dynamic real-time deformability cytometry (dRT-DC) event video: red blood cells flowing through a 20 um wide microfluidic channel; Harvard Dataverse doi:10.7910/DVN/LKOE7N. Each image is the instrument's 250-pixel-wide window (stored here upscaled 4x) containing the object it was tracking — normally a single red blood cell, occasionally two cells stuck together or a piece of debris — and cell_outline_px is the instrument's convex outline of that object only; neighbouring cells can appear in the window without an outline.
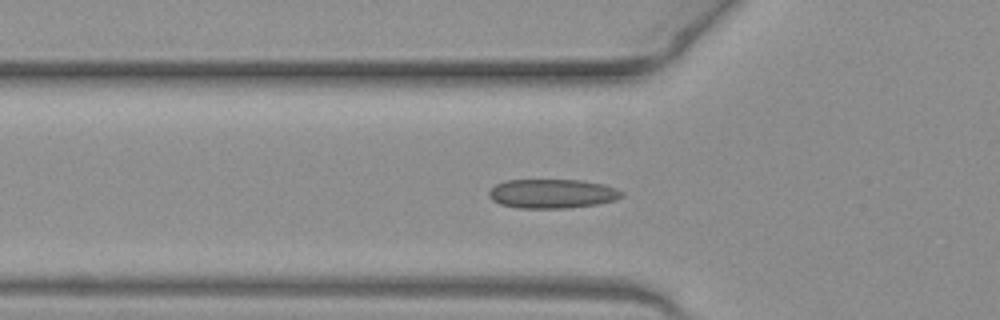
{"species": "common noctule bat (a hibernating species)", "species_latin": "Nyctalus noctula", "temperature_condition": "warm", "stored_images_in_passage": 45, "camera_frame_rate_fps": 3000, "um_per_image_px": 0.085, "animal": {"sex": "female", "body_mass_g": 19.3, "forearm_length_mm": 54.1}, "frame": {"image": 1, "passage_image": 11, "time_ms": 3.333, "image_size_px": [1000, 320], "cell_outline_px": [[624, 196], [616, 200], [596, 204], [568, 208], [520, 208], [500, 204], [492, 200], [488, 196], [488, 192], [496, 184], [504, 180], [580, 180], [604, 184], [616, 188], [624, 192]], "centroid_in_image_um": [46.95, 16.46], "position_along_channel_um": 78.8, "area_um2": 22.72}}
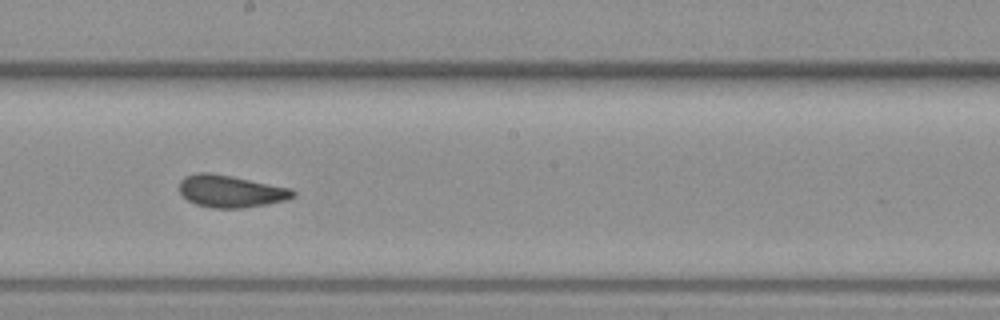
{"frame": {"image": 2, "passage_image": 22, "time_ms": 7.0, "image_size_px": [1000, 320], "cell_outline_px": [[296, 196], [284, 200], [268, 204], [240, 208], [212, 208], [196, 204], [188, 200], [180, 192], [180, 180], [184, 176], [196, 172], [208, 172], [232, 176], [292, 188], [296, 192]], "centroid_in_image_um": [19.62, 16.25], "position_along_channel_um": 228.6, "area_um2": 21.39}}
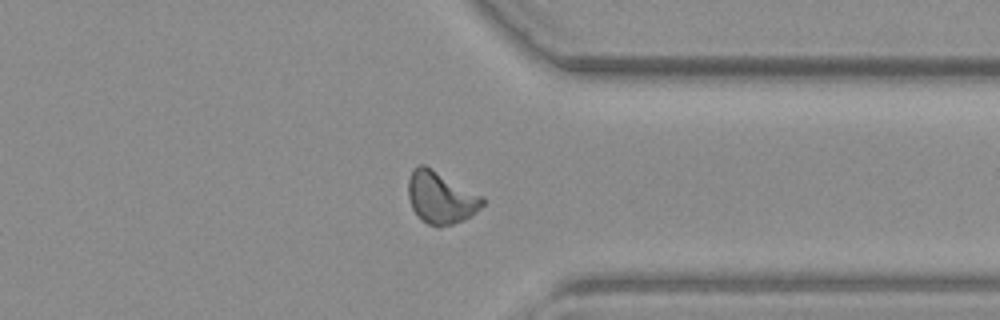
{"frame": {"image": 3, "passage_image": 33, "time_ms": 10.667, "image_size_px": [1000, 320], "cell_outline_px": [[484, 204], [480, 208], [468, 216], [452, 224], [436, 228], [428, 224], [412, 208], [408, 196], [408, 180], [412, 168], [420, 164], [424, 164], [432, 168], [484, 196]], "centroid_in_image_um": [37.46, 16.76], "position_along_channel_um": 373.9, "area_um2": 22.43}, "authors_computed_cell_mechanics": {"area_um2": 21.5016, "velocity_mm_per_s": 4.0611, "shape_relaxation_time_tau1_ms": 3.6852, "shape_relaxation_time_tau2_ms": 0.8372, "deformation_change_tau1": 0.1093, "deformation_change_tau2": 0.0629}}